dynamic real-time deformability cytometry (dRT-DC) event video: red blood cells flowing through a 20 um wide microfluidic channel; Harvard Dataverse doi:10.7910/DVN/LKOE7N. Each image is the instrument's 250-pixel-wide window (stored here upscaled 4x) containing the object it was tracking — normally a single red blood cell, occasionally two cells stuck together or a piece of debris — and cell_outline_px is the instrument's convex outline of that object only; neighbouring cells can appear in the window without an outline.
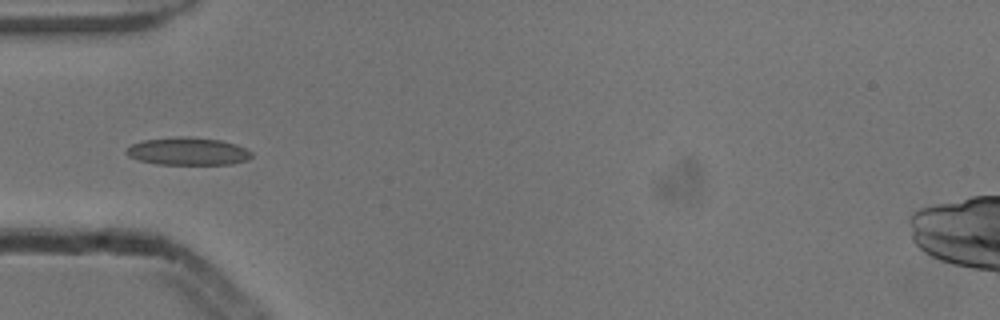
{"species": "common noctule bat (a hibernating species)", "species_latin": "Nyctalus noctula", "temperature_condition": "cold", "stored_images_in_passage": 5, "camera_frame_rate_fps": 3000, "um_per_image_px": 0.085, "animal": {"sex": "male", "body_mass_g": 13.3}, "frame": {"image": 1, "passage_image": 4, "time_ms": 1.0, "image_size_px": [1000, 320], "cell_outline_px": [[252, 156], [248, 160], [232, 164], [156, 164], [140, 160], [128, 156], [124, 152], [124, 148], [132, 144], [144, 140], [176, 136], [188, 136], [220, 140], [236, 144], [252, 152]], "centroid_in_image_um": [15.95, 12.85], "position_along_channel_um": 69.1, "area_um2": 20.35}}
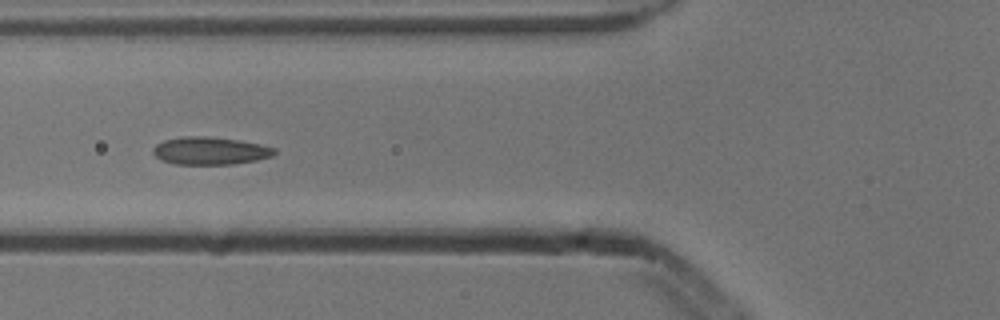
{"frame": {"image": 2, "passage_image": 5, "time_ms": 1.333, "image_size_px": [1000, 320], "cell_outline_px": [[276, 152], [272, 156], [256, 160], [232, 164], [176, 164], [160, 160], [152, 152], [152, 148], [156, 144], [164, 140], [184, 136], [208, 136], [236, 140], [260, 144], [276, 148]], "centroid_in_image_um": [17.83, 12.81], "position_along_channel_um": 108.0, "area_um2": 19.54}}